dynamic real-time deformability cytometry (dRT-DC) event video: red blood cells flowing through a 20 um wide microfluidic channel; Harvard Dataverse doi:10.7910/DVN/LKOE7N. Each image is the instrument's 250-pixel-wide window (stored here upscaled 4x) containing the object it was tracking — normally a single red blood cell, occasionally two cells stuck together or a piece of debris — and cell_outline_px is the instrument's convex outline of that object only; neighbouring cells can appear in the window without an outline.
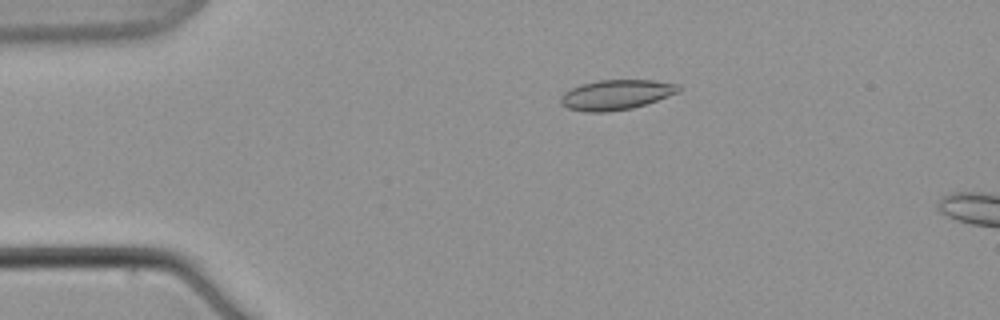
{"species": "common noctule bat (a hibernating species)", "species_latin": "Nyctalus noctula", "temperature_condition": "warm", "stored_images_in_passage": 6, "camera_frame_rate_fps": 3000, "um_per_image_px": 0.085, "animal": {"sex": "male", "body_mass_g": 21.5, "forearm_length_mm": 52.0}, "frame": {"image": 1, "passage_image": 4, "time_ms": 3.667, "image_size_px": [1000, 320], "cell_outline_px": [[680, 92], [632, 108], [608, 112], [584, 112], [568, 108], [560, 104], [560, 96], [564, 92], [580, 84], [600, 80], [652, 80], [680, 84]], "centroid_in_image_um": [52.35, 8.05], "position_along_channel_um": 32.6, "area_um2": 20.63}}